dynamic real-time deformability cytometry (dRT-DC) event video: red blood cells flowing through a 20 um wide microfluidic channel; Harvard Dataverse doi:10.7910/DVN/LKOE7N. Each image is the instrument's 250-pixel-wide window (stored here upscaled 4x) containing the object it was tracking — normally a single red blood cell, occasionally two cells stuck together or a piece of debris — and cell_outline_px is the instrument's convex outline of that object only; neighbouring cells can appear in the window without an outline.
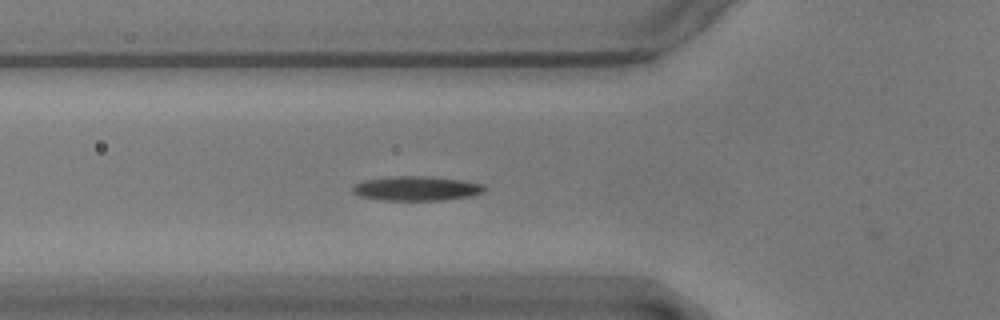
{"species": "common noctule bat (a hibernating species)", "species_latin": "Nyctalus noctula", "temperature_condition": "warm", "stored_images_in_passage": 32, "camera_frame_rate_fps": 3000, "um_per_image_px": 0.085, "animal": {"sex": "male", "body_mass_g": 17.9}, "frame": {"image": 1, "passage_image": 2, "time_ms": 0.333, "image_size_px": [1000, 320], "cell_outline_px": [[488, 188], [484, 192], [472, 196], [440, 200], [380, 200], [360, 196], [352, 192], [352, 184], [364, 180], [388, 176], [432, 176], [464, 180], [484, 184]], "centroid_in_image_um": [35.42, 16.0], "position_along_channel_um": 90.4, "area_um2": 19.19}}
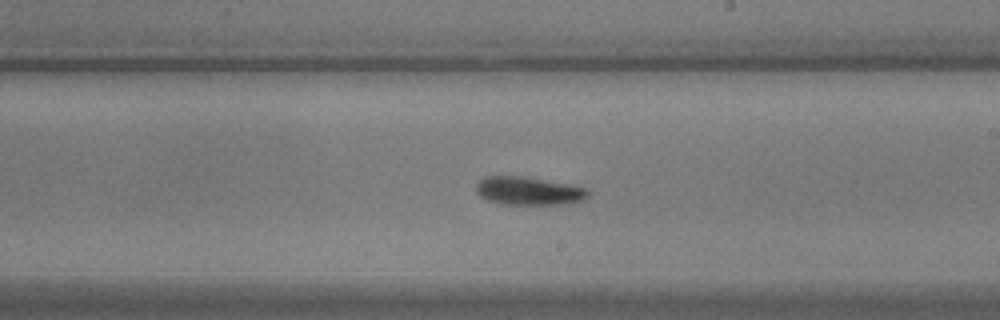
{"frame": {"image": 2, "passage_image": 15, "time_ms": 4.667, "image_size_px": [1000, 320], "cell_outline_px": [[588, 196], [580, 200], [568, 204], [496, 204], [480, 196], [476, 192], [476, 184], [484, 176], [520, 176], [568, 184], [588, 188]], "centroid_in_image_um": [44.89, 16.23], "position_along_channel_um": 244.1, "area_um2": 18.32}}
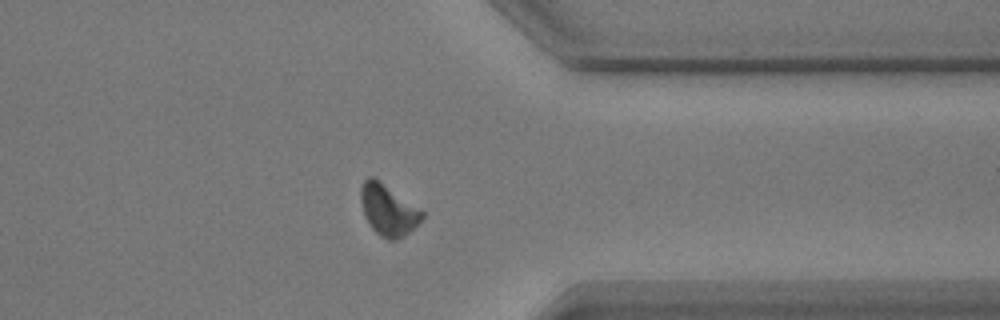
{"frame": {"image": 3, "passage_image": 27, "time_ms": 8.667, "image_size_px": [1000, 320], "cell_outline_px": [[424, 216], [404, 236], [396, 240], [388, 240], [380, 236], [368, 224], [360, 200], [360, 188], [364, 180], [368, 176], [372, 176], [420, 208], [424, 212]], "centroid_in_image_um": [32.97, 17.85], "position_along_channel_um": 378.4, "area_um2": 18.03}}